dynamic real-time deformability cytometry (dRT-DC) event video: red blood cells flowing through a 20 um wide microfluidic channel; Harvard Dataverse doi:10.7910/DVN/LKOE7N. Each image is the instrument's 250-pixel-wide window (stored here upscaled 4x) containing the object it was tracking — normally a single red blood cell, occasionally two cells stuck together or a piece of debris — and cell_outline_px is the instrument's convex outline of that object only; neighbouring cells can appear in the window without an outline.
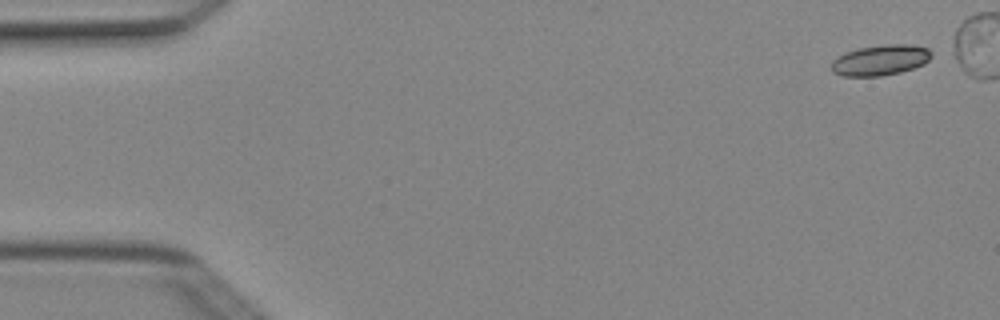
{"species": "Egyptian fruit bat (a non-hibernating species)", "species_latin": "Rousettus aegyptiacus", "temperature_condition": "cold", "stored_images_in_passage": 6, "camera_frame_rate_fps": 3000, "um_per_image_px": 0.085, "animal": {"sex": "female"}, "frame": {"image": 1, "passage_image": 1, "time_ms": 0.0, "image_size_px": [1000, 320], "cell_outline_px": [[936, 52], [924, 64], [900, 72], [880, 76], [844, 76], [832, 72], [832, 60], [844, 52], [860, 48], [884, 44], [908, 44], [928, 48]], "centroid_in_image_um": [74.86, 5.1], "position_along_channel_um": 10.1, "area_um2": 17.92}}
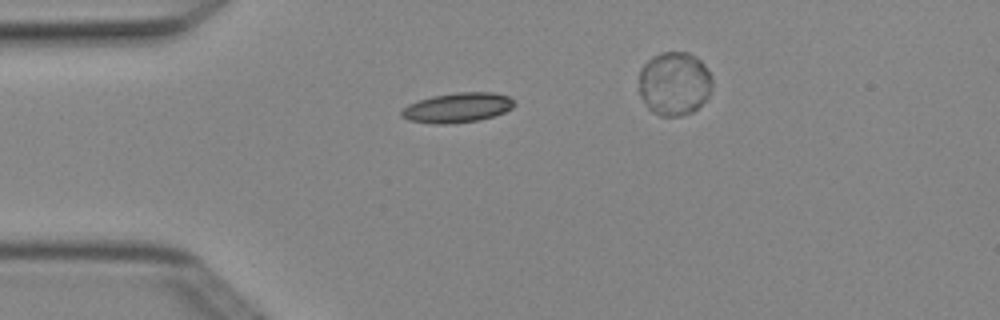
{"frame": {"image": 2, "passage_image": 4, "time_ms": 1.0, "image_size_px": [1000, 320], "cell_outline_px": [[516, 104], [512, 108], [504, 112], [492, 116], [476, 120], [448, 124], [432, 124], [408, 120], [400, 116], [400, 112], [408, 104], [432, 96], [456, 92], [492, 92], [508, 96], [516, 100]], "centroid_in_image_um": [38.88, 9.14], "position_along_channel_um": 46.1, "area_um2": 19.59}}
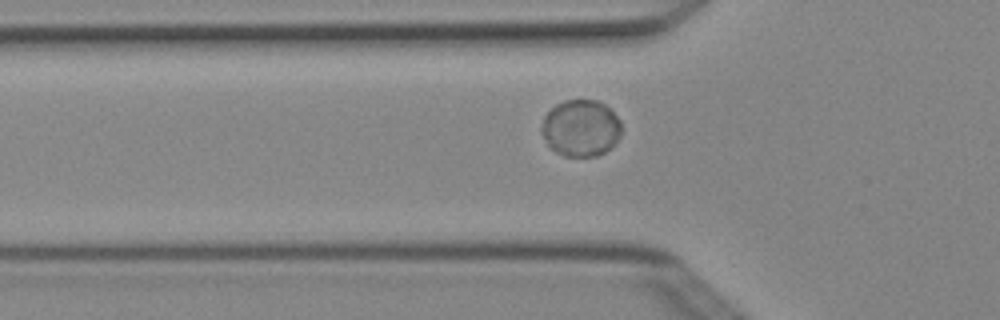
{"frame": {"image": 3, "passage_image": 6, "time_ms": 1.667, "image_size_px": [1000, 320], "cell_outline_px": [[620, 136], [604, 152], [596, 156], [564, 156], [556, 152], [548, 144], [540, 132], [540, 128], [544, 116], [556, 104], [564, 100], [596, 100], [604, 104], [620, 120]], "centroid_in_image_um": [49.33, 10.88], "position_along_channel_um": 76.5, "area_um2": 26.13}}